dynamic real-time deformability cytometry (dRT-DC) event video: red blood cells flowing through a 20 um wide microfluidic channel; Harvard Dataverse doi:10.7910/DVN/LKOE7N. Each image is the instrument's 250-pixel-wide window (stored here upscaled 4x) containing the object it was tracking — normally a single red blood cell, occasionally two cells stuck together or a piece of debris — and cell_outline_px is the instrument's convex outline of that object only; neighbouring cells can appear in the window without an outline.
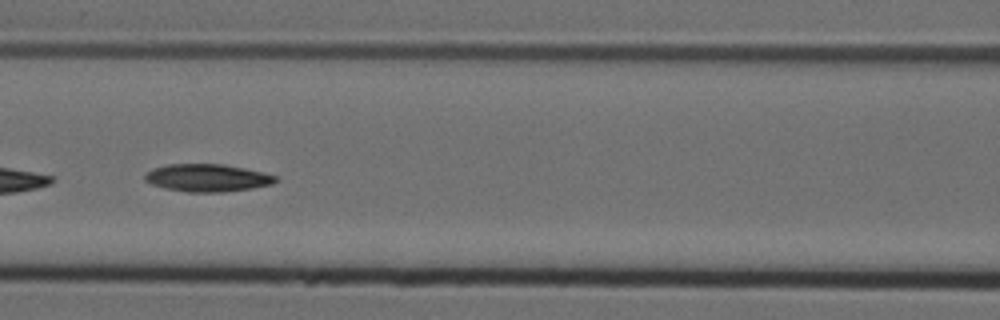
{"species": "Egyptian fruit bat (a non-hibernating species)", "species_latin": "Rousettus aegyptiacus", "temperature_condition": "cold", "stored_images_in_passage": 51, "camera_frame_rate_fps": 3000, "um_per_image_px": 0.085, "animal": {"sex": "female"}, "frame": {"image": 1, "passage_image": 24, "time_ms": 7.667, "image_size_px": [1000, 320], "cell_outline_px": [[276, 180], [272, 184], [252, 188], [224, 192], [188, 192], [164, 188], [152, 184], [144, 180], [144, 176], [152, 168], [168, 164], [224, 164], [244, 168], [276, 176]], "centroid_in_image_um": [17.58, 15.12], "position_along_channel_um": 149.0, "area_um2": 20.87}}
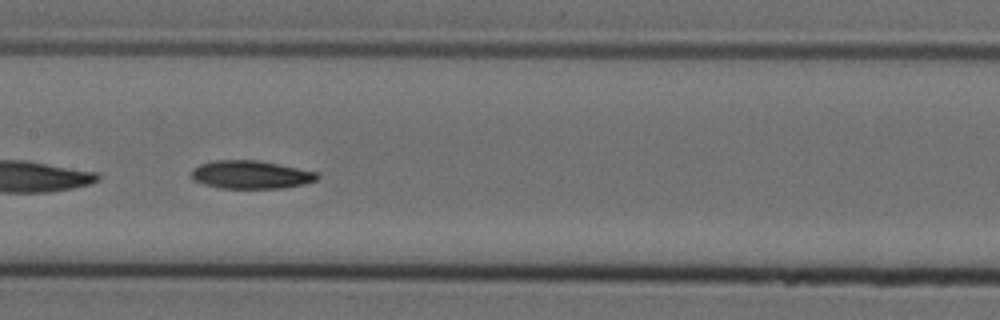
{"frame": {"image": 2, "passage_image": 27, "time_ms": 8.667, "image_size_px": [1000, 320], "cell_outline_px": [[320, 176], [316, 180], [304, 184], [284, 188], [220, 188], [204, 184], [192, 180], [192, 168], [200, 164], [216, 160], [260, 160], [320, 172]], "centroid_in_image_um": [21.36, 14.84], "position_along_channel_um": 186.0, "area_um2": 20.87}}
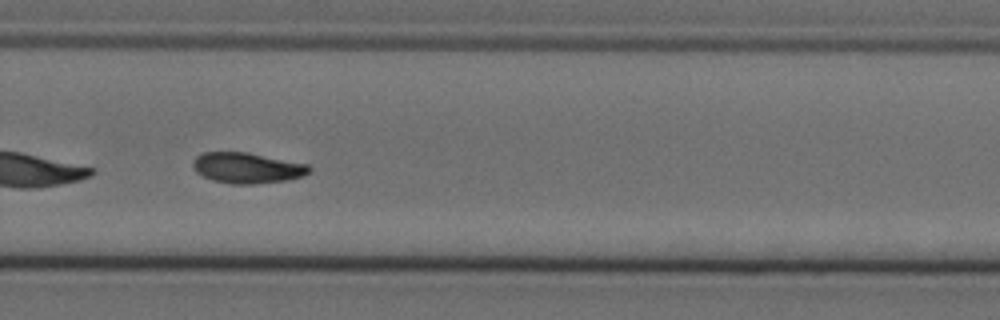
{"frame": {"image": 3, "passage_image": 37, "time_ms": 12.0, "image_size_px": [1000, 320], "cell_outline_px": [[312, 168], [304, 176], [288, 180], [252, 184], [232, 184], [212, 180], [196, 172], [192, 168], [192, 160], [196, 156], [204, 152], [248, 152], [308, 164]], "centroid_in_image_um": [20.99, 14.27], "position_along_channel_um": 308.8, "area_um2": 20.92}, "authors_computed_cell_mechanics": {"area_um2": 21.1548, "velocity_mm_per_s": 3.7025, "shape_relaxation_time_tau1_ms": null, "shape_relaxation_time_tau2_ms": 7.1206, "deformation_change_tau1": null, "deformation_change_tau2": 0.118}}